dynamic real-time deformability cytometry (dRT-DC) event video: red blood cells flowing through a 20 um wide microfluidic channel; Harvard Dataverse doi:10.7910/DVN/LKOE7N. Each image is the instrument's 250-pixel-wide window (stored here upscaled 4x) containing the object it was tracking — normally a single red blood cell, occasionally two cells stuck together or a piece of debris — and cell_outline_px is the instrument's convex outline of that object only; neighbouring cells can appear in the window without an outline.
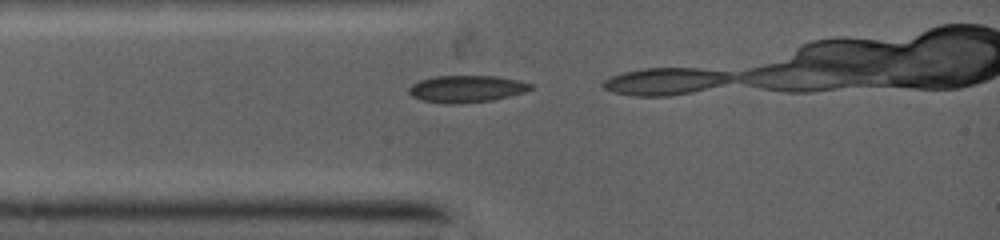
{"species": "common noctule bat (a hibernating species)", "species_latin": "Nyctalus noctula", "temperature_condition": "warm", "stored_images_in_passage": 3, "camera_frame_rate_fps": 5000, "um_per_image_px": 0.085, "animal": {"sex": "female", "body_mass_g": 19.0, "forearm_length_mm": 53.3}, "frame": {"image": 1, "passage_image": 1, "time_ms": 0.0, "image_size_px": [1000, 240], "cell_outline_px": [[532, 88], [524, 92], [492, 100], [452, 104], [448, 104], [424, 100], [412, 96], [408, 92], [408, 88], [412, 84], [420, 80], [436, 76], [496, 76], [516, 80], [532, 84]], "centroid_in_image_um": [39.62, 7.55], "position_along_channel_um": 45.4, "area_um2": 18.84}}